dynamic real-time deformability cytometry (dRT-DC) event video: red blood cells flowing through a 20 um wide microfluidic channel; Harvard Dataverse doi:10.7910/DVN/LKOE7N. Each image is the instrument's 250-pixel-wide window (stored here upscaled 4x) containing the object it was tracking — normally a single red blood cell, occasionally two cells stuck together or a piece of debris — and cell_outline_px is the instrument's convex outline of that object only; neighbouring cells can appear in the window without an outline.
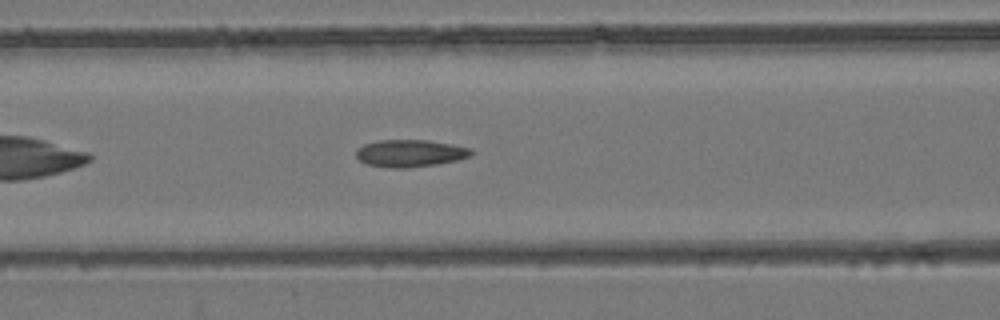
{"species": "common noctule bat (a hibernating species)", "species_latin": "Nyctalus noctula", "temperature_condition": "room temperature", "stored_images_in_passage": 40, "camera_frame_rate_fps": 3000, "um_per_image_px": 0.085, "animal": {"sex": "female", "body_mass_g": 24.6, "forearm_length_mm": 56.2}, "frame": {"image": 1, "passage_image": 9, "time_ms": 2.667, "image_size_px": [1000, 320], "cell_outline_px": [[476, 152], [472, 156], [456, 160], [436, 164], [408, 168], [388, 168], [368, 164], [360, 160], [356, 156], [356, 148], [364, 144], [376, 140], [428, 140], [452, 144], [472, 148]], "centroid_in_image_um": [34.88, 13.02], "position_along_channel_um": 131.7, "area_um2": 18.5}}
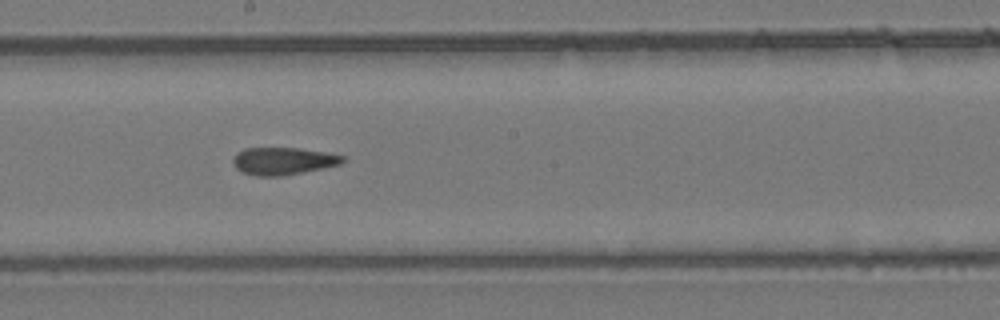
{"frame": {"image": 2, "passage_image": 16, "time_ms": 5.0, "image_size_px": [1000, 320], "cell_outline_px": [[344, 160], [340, 164], [324, 168], [280, 176], [256, 176], [240, 172], [236, 168], [232, 160], [236, 152], [244, 148], [300, 148], [324, 152], [344, 156]], "centroid_in_image_um": [24.02, 13.68], "position_along_channel_um": 224.2, "area_um2": 17.51}}
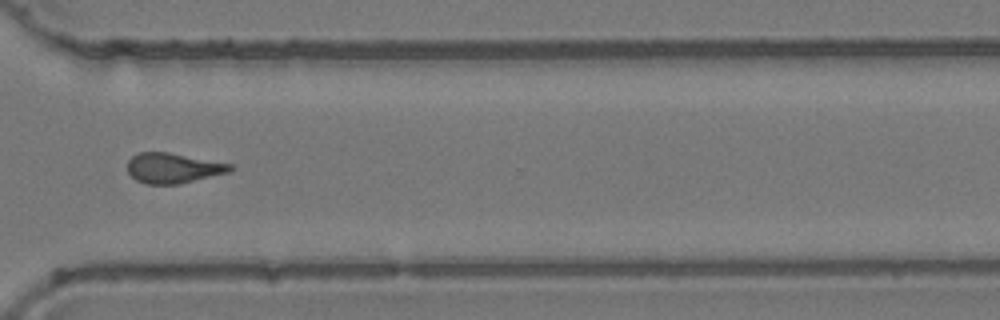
{"frame": {"image": 3, "passage_image": 26, "time_ms": 8.333, "image_size_px": [1000, 320], "cell_outline_px": [[236, 168], [232, 172], [180, 184], [144, 184], [136, 180], [128, 172], [128, 160], [132, 156], [140, 152], [168, 152], [232, 164]], "centroid_in_image_um": [14.76, 14.29], "position_along_channel_um": 355.8, "area_um2": 18.26}, "authors_computed_cell_mechanics": {"area_um2": 18.0625, "velocity_mm_per_s": 3.9593, "shape_relaxation_time_tau1_ms": null, "shape_relaxation_time_tau2_ms": 3.9243, "deformation_change_tau1": null, "deformation_change_tau2": 0.1408}}